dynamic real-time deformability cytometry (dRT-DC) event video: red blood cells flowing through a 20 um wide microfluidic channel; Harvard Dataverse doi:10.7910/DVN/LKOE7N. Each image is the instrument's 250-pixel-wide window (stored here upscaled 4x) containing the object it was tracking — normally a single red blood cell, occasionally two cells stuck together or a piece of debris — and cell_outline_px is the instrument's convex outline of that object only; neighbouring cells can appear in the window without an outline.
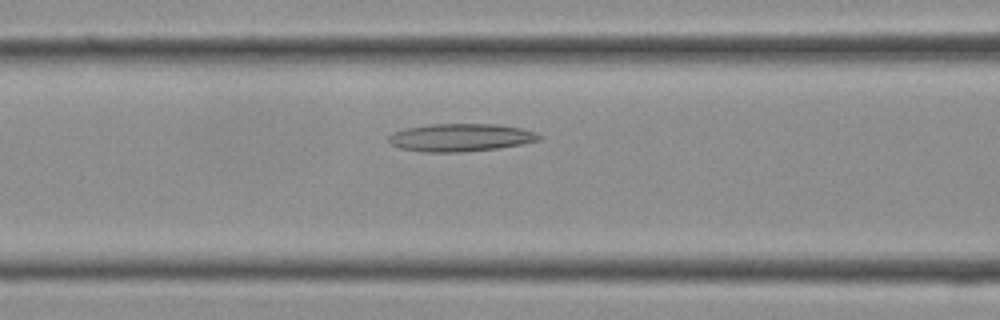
{"species": "Egyptian fruit bat (a non-hibernating species)", "species_latin": "Rousettus aegyptiacus", "temperature_condition": "cold", "stored_images_in_passage": 29, "camera_frame_rate_fps": 3000, "um_per_image_px": 0.085, "frame": {"image": 1, "passage_image": 11, "time_ms": 3.333, "image_size_px": [1000, 320], "cell_outline_px": [[544, 136], [540, 140], [524, 144], [496, 148], [464, 152], [424, 152], [400, 148], [392, 144], [388, 140], [388, 136], [392, 132], [408, 128], [428, 124], [496, 124], [520, 128], [536, 132]], "centroid_in_image_um": [39.18, 11.69], "position_along_channel_um": 127.4, "area_um2": 24.45}}
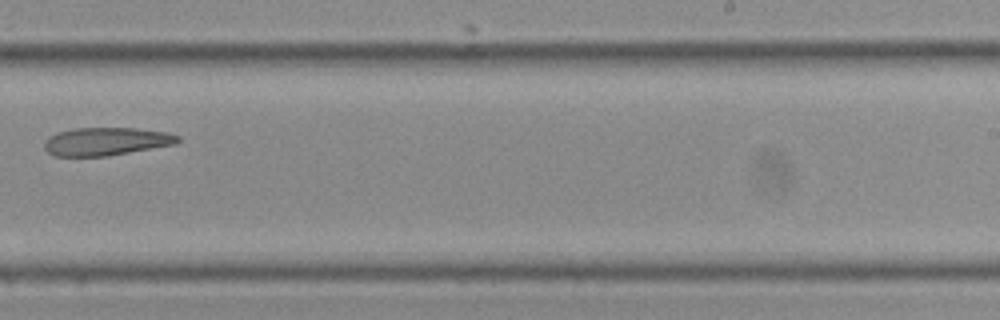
{"frame": {"image": 2, "passage_image": 18, "time_ms": 5.667, "image_size_px": [1000, 320], "cell_outline_px": [[180, 140], [176, 144], [108, 156], [56, 156], [48, 152], [44, 148], [44, 140], [48, 136], [56, 132], [76, 128], [136, 128], [168, 132], [180, 136]], "centroid_in_image_um": [9.02, 12.02], "position_along_channel_um": 280.0, "area_um2": 21.96}}
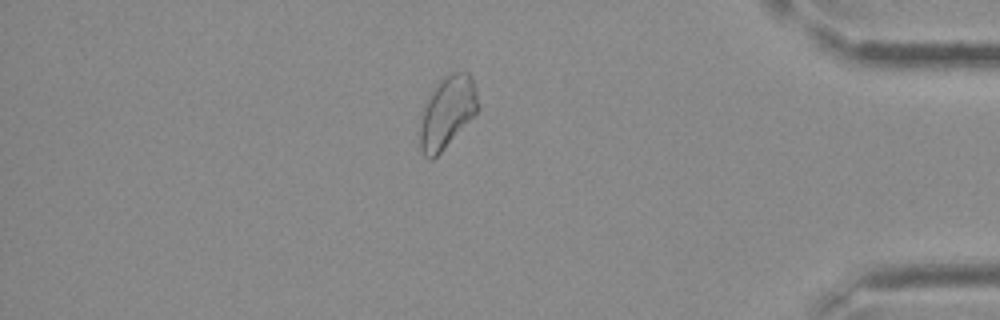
{"frame": {"image": 3, "passage_image": 25, "time_ms": 8.0, "image_size_px": [1000, 320], "cell_outline_px": [[480, 108], [444, 148], [432, 160], [428, 160], [420, 152], [420, 116], [428, 96], [440, 80], [448, 72], [468, 72], [476, 88]], "centroid_in_image_um": [37.99, 9.53], "position_along_channel_um": 397.2, "area_um2": 24.28}}